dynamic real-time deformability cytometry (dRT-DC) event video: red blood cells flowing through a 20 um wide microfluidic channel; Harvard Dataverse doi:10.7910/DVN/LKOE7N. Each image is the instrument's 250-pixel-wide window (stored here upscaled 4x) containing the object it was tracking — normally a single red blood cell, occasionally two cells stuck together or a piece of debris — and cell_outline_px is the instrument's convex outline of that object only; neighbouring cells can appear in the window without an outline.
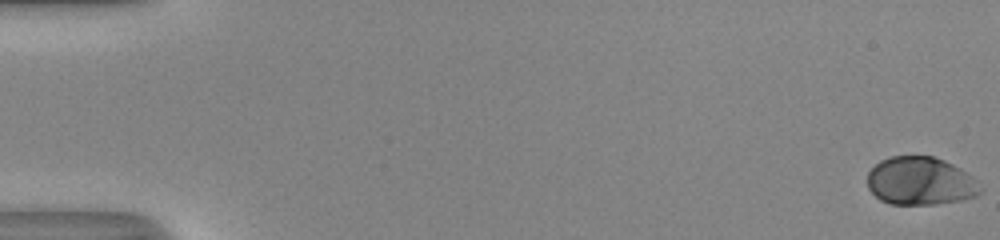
{"species": "human", "species_latin": "Homo sapiens", "temperature_condition": "room temperature", "stored_images_in_passage": 53, "camera_frame_rate_fps": 3000, "um_per_image_px": 0.085, "donor": {"sex": "male"}, "frame": {"image": 1, "passage_image": 1, "time_ms": 0.0, "image_size_px": [1000, 240], "cell_outline_px": [[980, 192], [976, 196], [960, 200], [936, 204], [888, 204], [880, 200], [868, 188], [868, 172], [880, 160], [888, 156], [932, 156], [944, 160], [960, 168], [972, 176]], "centroid_in_image_um": [78.18, 15.39], "position_along_channel_um": 6.8, "area_um2": 31.44}}
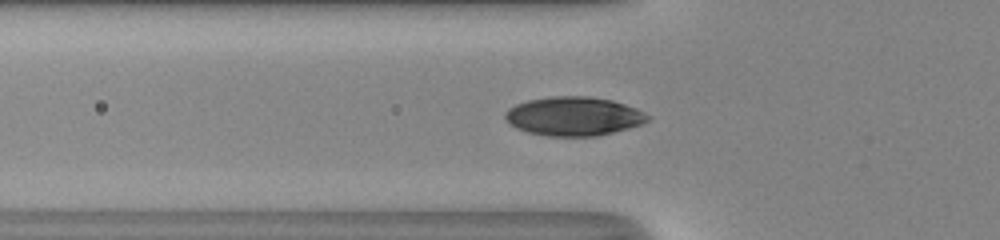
{"frame": {"image": 2, "passage_image": 20, "time_ms": 6.333, "image_size_px": [1000, 240], "cell_outline_px": [[652, 120], [644, 124], [596, 136], [548, 136], [528, 132], [516, 128], [504, 116], [504, 112], [508, 108], [516, 104], [528, 100], [552, 96], [588, 96], [612, 100], [636, 108], [652, 116]], "centroid_in_image_um": [48.81, 9.88], "position_along_channel_um": 77.0, "area_um2": 32.43}}
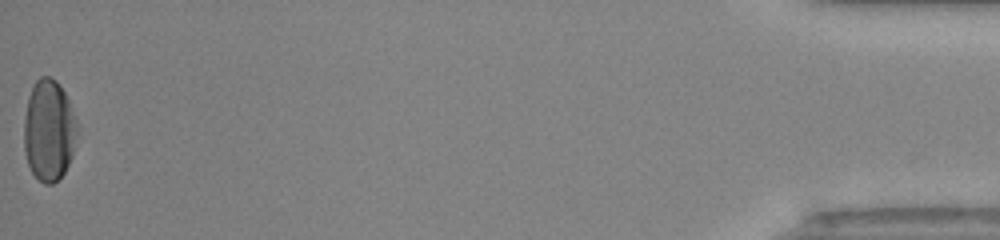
{"frame": {"image": 3, "passage_image": 53, "time_ms": 17.333, "image_size_px": [1000, 240], "cell_outline_px": [[80, 128], [72, 156], [64, 172], [52, 184], [44, 184], [32, 172], [28, 164], [24, 152], [24, 120], [28, 96], [32, 84], [40, 76], [48, 76], [56, 80], [64, 92], [68, 100]], "centroid_in_image_um": [4.16, 11.06], "position_along_channel_um": 431.0, "area_um2": 31.73}, "authors_computed_cell_mechanics": {"area_um2": 31.501, "velocity_mm_per_s": 4.1047, "shape_relaxation_time_tau1_ms": 2.9855, "shape_relaxation_time_tau2_ms": null, "deformation_change_tau1": 0.1728, "deformation_change_tau2": null}}